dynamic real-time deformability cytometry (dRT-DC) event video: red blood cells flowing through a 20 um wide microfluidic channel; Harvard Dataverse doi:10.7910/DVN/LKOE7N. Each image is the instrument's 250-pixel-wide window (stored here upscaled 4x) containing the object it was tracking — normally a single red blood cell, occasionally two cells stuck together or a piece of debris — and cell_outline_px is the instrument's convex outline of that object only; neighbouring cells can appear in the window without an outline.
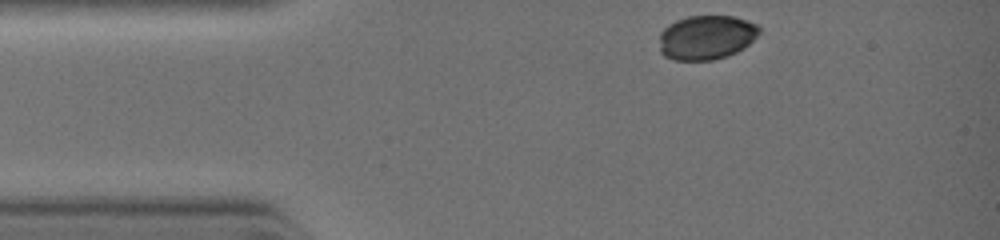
{"species": "common noctule bat (a hibernating species)", "species_latin": "Nyctalus noctula", "temperature_condition": "warm", "stored_images_in_passage": 3, "camera_frame_rate_fps": 3000, "um_per_image_px": 0.085, "animal": {"sex": "female", "body_mass_g": 19.0, "forearm_length_mm": 51.5}, "frame": {"image": 1, "passage_image": 1, "time_ms": 0.0, "image_size_px": [1000, 240], "cell_outline_px": [[760, 32], [748, 44], [736, 52], [728, 56], [712, 60], [672, 60], [664, 56], [660, 52], [660, 32], [668, 24], [676, 20], [688, 16], [732, 16], [748, 20], [756, 24], [760, 28]], "centroid_in_image_um": [60.02, 3.18], "position_along_channel_um": 25.0, "area_um2": 25.89}}